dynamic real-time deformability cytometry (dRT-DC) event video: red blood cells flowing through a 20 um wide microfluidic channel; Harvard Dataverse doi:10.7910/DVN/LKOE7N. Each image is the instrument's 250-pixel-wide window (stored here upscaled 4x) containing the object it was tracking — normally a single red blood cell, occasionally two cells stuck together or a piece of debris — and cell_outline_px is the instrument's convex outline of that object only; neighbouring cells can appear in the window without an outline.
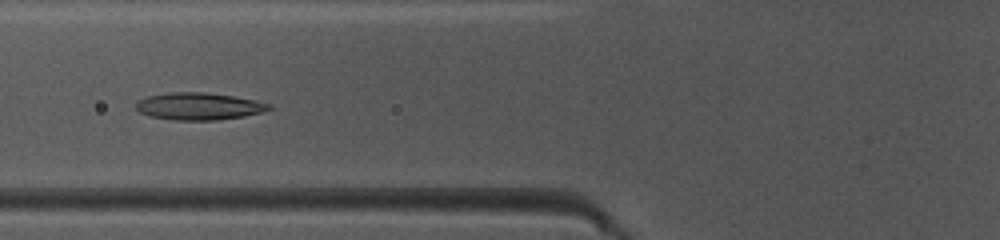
{"species": "common noctule bat (a hibernating species)", "species_latin": "Nyctalus noctula", "temperature_condition": "warm", "stored_images_in_passage": 38, "camera_frame_rate_fps": 3000, "um_per_image_px": 0.085, "animal": {"sex": "female", "body_mass_g": 10.0, "forearm_length_mm": 53.1}, "frame": {"image": 1, "passage_image": 9, "time_ms": 2.667, "image_size_px": [1000, 240], "cell_outline_px": [[272, 108], [260, 112], [244, 116], [216, 120], [172, 120], [148, 116], [140, 112], [136, 108], [136, 100], [148, 96], [172, 92], [204, 92], [232, 96], [256, 100], [272, 104]], "centroid_in_image_um": [16.88, 9.03], "position_along_channel_um": 108.9, "area_um2": 21.1}}
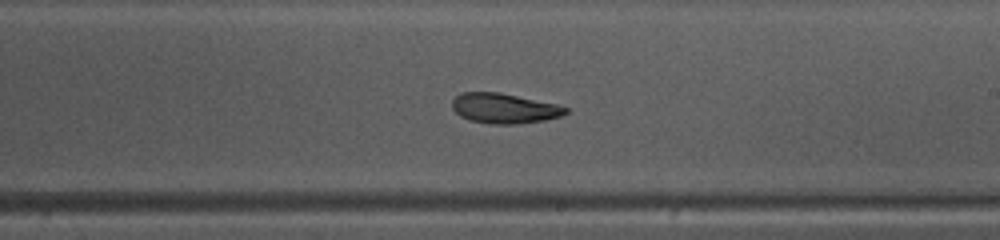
{"frame": {"image": 2, "passage_image": 19, "time_ms": 6.0, "image_size_px": [1000, 240], "cell_outline_px": [[568, 112], [560, 116], [544, 120], [520, 124], [492, 124], [472, 120], [460, 116], [452, 108], [452, 100], [460, 92], [500, 92], [556, 104], [568, 108]], "centroid_in_image_um": [42.85, 9.2], "position_along_channel_um": 246.2, "area_um2": 19.83}}
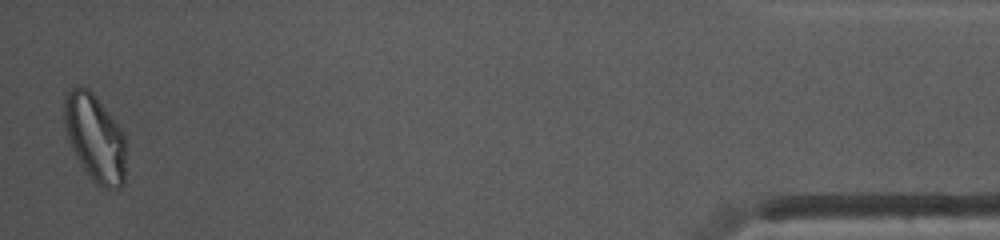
{"frame": {"image": 3, "passage_image": 38, "time_ms": 12.333, "image_size_px": [1000, 240], "cell_outline_px": [[128, 148], [124, 184], [120, 188], [104, 188], [92, 180], [76, 156], [64, 132], [64, 92], [80, 84], [88, 88], [96, 96], [124, 132]], "centroid_in_image_um": [8.1, 11.7], "position_along_channel_um": 427.1, "area_um2": 32.19}, "authors_computed_cell_mechanics": {"area_um2": 20.7213, "velocity_mm_per_s": 4.1043, "shape_relaxation_time_tau1_ms": 3.9197, "shape_relaxation_time_tau2_ms": 2.4762, "deformation_change_tau1": 0.1593, "deformation_change_tau2": 0.0646}}